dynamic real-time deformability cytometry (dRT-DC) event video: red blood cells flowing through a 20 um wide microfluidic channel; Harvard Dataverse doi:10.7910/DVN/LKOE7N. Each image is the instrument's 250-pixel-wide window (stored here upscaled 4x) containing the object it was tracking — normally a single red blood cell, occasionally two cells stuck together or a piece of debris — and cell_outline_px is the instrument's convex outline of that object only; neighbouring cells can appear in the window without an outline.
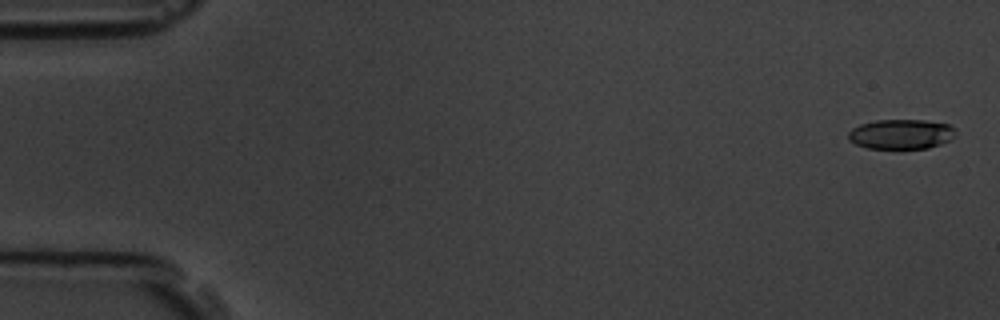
{"species": "common noctule bat (a hibernating species)", "species_latin": "Nyctalus noctula", "temperature_condition": "room temperature", "stored_images_in_passage": 6, "segment_of_instrument_passage": [1, 2], "camera_frame_rate_fps": 3000, "um_per_image_px": 0.085, "animal": {"sex": "male", "body_mass_g": 19.5, "forearm_length_mm": 54.6}, "frame": {"image": 1, "passage_image": 1, "time_ms": 0.0, "image_size_px": [1000, 320], "cell_outline_px": [[956, 132], [948, 140], [940, 144], [928, 148], [868, 148], [856, 144], [848, 140], [848, 132], [852, 128], [860, 124], [876, 120], [924, 120], [948, 124], [956, 128]], "centroid_in_image_um": [76.57, 11.39], "position_along_channel_um": 8.4, "area_um2": 18.55}}